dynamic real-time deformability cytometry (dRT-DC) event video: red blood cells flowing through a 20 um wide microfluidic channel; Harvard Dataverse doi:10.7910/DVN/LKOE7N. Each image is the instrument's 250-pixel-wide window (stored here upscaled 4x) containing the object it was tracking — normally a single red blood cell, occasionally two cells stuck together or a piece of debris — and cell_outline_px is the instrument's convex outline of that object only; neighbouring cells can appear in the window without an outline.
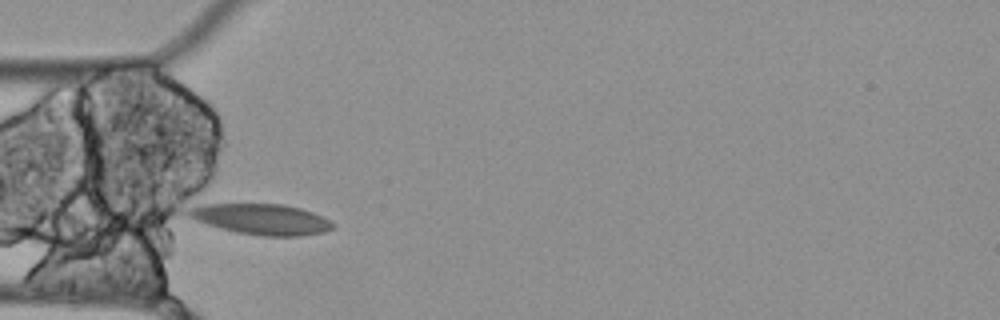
{"species": "Egyptian fruit bat (a non-hibernating species)", "species_latin": "Rousettus aegyptiacus", "temperature_condition": "cold", "stored_images_in_passage": 40, "camera_frame_rate_fps": 3000, "um_per_image_px": 0.085, "animal": {"sex": "female"}, "frame": {"image": 1, "passage_image": 1, "time_ms": 0.0, "image_size_px": [1000, 320], "cell_outline_px": [[332, 228], [324, 232], [300, 236], [260, 236], [236, 232], [220, 228], [196, 220], [188, 216], [188, 208], [200, 204], [284, 204], [300, 208], [312, 212], [328, 220], [332, 224]], "centroid_in_image_um": [22.19, 18.63], "position_along_channel_um": 62.8, "area_um2": 25.61}}
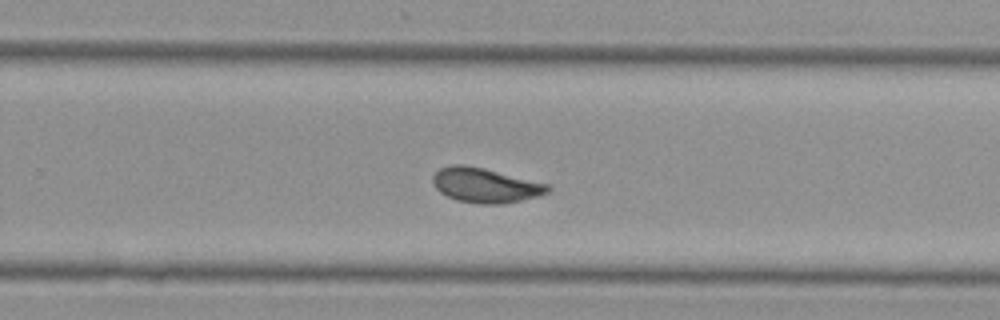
{"frame": {"image": 2, "passage_image": 20, "time_ms": 6.333, "image_size_px": [1000, 320], "cell_outline_px": [[552, 188], [548, 192], [536, 196], [504, 204], [476, 204], [456, 200], [440, 192], [432, 184], [432, 176], [440, 168], [452, 164], [464, 164], [484, 168], [548, 184]], "centroid_in_image_um": [41.21, 15.75], "position_along_channel_um": 288.6, "area_um2": 23.24}}
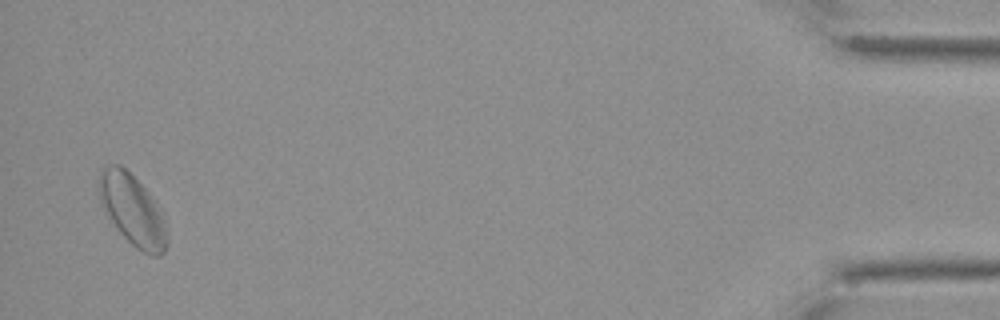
{"frame": {"image": 3, "passage_image": 39, "time_ms": 12.667, "image_size_px": [1000, 320], "cell_outline_px": [[168, 240], [164, 252], [160, 256], [152, 256], [136, 248], [120, 232], [108, 216], [100, 204], [100, 168], [112, 164], [120, 164], [152, 196], [168, 236]], "centroid_in_image_um": [11.24, 17.86], "position_along_channel_um": 424.0, "area_um2": 27.22}, "authors_computed_cell_mechanics": {"area_um2": 22.3975, "velocity_mm_per_s": 3.459, "shape_relaxation_time_tau1_ms": null, "shape_relaxation_time_tau2_ms": 2.2358, "deformation_change_tau1": null, "deformation_change_tau2": 0.0511}}